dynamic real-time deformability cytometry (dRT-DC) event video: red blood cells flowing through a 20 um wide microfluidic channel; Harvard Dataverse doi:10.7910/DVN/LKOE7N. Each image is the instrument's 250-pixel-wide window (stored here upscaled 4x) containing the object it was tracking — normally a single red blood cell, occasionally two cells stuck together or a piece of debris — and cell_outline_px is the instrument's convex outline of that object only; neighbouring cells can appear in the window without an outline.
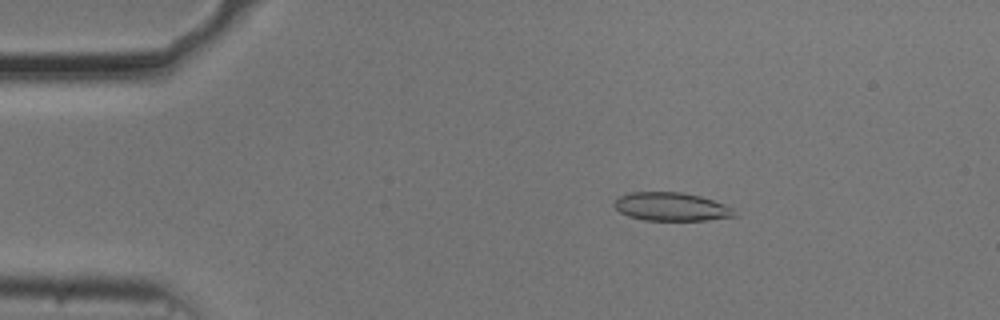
{"species": "common noctule bat (a hibernating species)", "species_latin": "Nyctalus noctula", "temperature_condition": "cold", "stored_images_in_passage": 54, "camera_frame_rate_fps": 3000, "um_per_image_px": 0.085, "animal": {"sex": "male", "body_mass_g": 20.5, "forearm_length_mm": 52.5}, "frame": {"image": 1, "passage_image": 9, "time_ms": 2.667, "image_size_px": [1000, 320], "cell_outline_px": [[736, 216], [708, 220], [644, 220], [628, 216], [620, 212], [612, 204], [620, 196], [632, 192], [680, 192], [700, 196], [724, 204], [732, 208]], "centroid_in_image_um": [57.04, 17.57], "position_along_channel_um": 28.0, "area_um2": 19.71}}
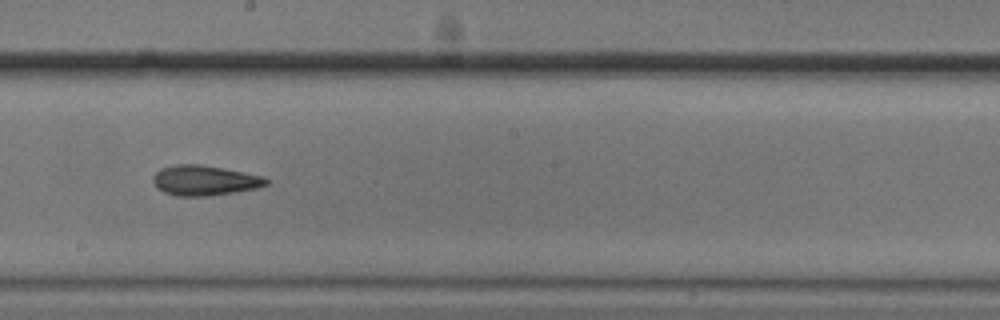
{"frame": {"image": 2, "passage_image": 30, "time_ms": 9.667, "image_size_px": [1000, 320], "cell_outline_px": [[268, 184], [256, 188], [236, 192], [208, 196], [180, 196], [164, 192], [156, 188], [152, 180], [152, 176], [160, 168], [176, 164], [200, 164], [224, 168], [260, 176], [268, 180]], "centroid_in_image_um": [17.33, 15.33], "position_along_channel_um": 230.9, "area_um2": 19.83}}
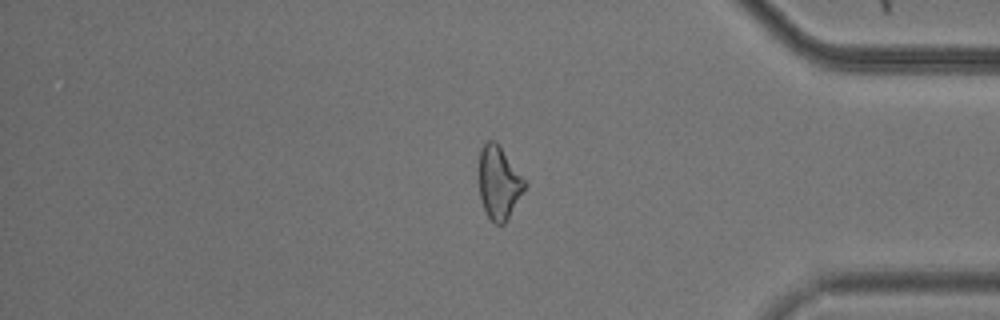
{"frame": {"image": 3, "passage_image": 45, "time_ms": 14.667, "image_size_px": [1000, 320], "cell_outline_px": [[528, 184], [504, 224], [496, 224], [488, 216], [484, 208], [480, 196], [480, 148], [488, 140], [496, 140]], "centroid_in_image_um": [42.42, 15.5], "position_along_channel_um": 392.8, "area_um2": 19.13}, "authors_computed_cell_mechanics": {"area_um2": 20.1144, "velocity_mm_per_s": 3.7159, "shape_relaxation_time_tau1_ms": 3.8063, "shape_relaxation_time_tau2_ms": null, "deformation_change_tau1": 0.1188, "deformation_change_tau2": null}}